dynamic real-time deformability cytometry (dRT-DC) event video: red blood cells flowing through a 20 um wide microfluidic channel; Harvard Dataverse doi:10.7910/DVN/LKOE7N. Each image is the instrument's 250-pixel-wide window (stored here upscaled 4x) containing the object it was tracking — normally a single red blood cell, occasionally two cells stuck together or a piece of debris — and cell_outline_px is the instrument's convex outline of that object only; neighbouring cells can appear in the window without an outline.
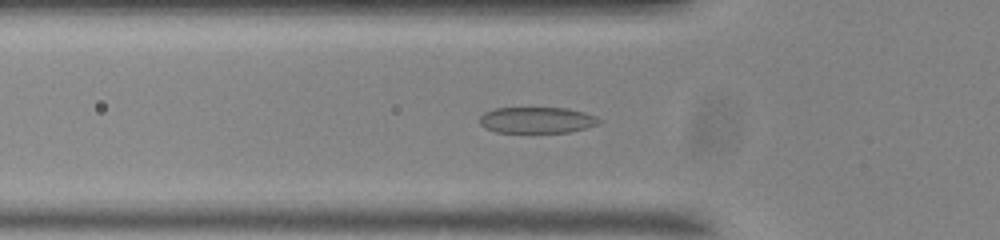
{"species": "common noctule bat (a hibernating species)", "species_latin": "Nyctalus noctula", "temperature_condition": "room temperature", "stored_images_in_passage": 50, "camera_frame_rate_fps": 3000, "um_per_image_px": 0.085, "animal": {"sex": "male", "body_mass_g": 20.0, "forearm_length_mm": 53.3}, "frame": {"image": 1, "passage_image": 17, "time_ms": 5.333, "image_size_px": [1000, 240], "cell_outline_px": [[604, 120], [600, 124], [568, 132], [496, 132], [484, 128], [480, 124], [480, 116], [484, 112], [496, 108], [568, 108], [584, 112], [596, 116]], "centroid_in_image_um": [45.66, 10.2], "position_along_channel_um": 80.1, "area_um2": 18.26}}
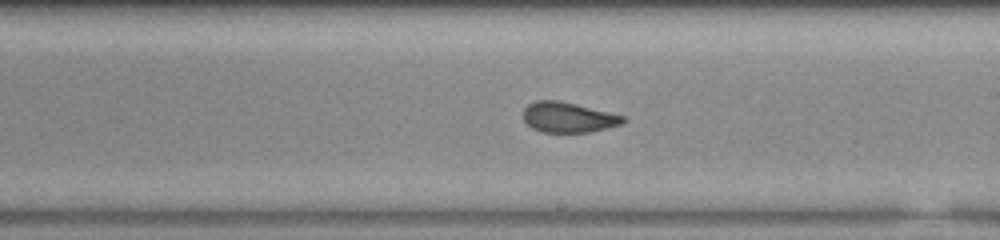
{"frame": {"image": 2, "passage_image": 30, "time_ms": 9.667, "image_size_px": [1000, 240], "cell_outline_px": [[628, 120], [620, 124], [608, 128], [588, 132], [540, 132], [532, 128], [524, 120], [524, 108], [528, 104], [536, 100], [556, 100], [576, 104], [624, 116]], "centroid_in_image_um": [48.29, 9.97], "position_along_channel_um": 240.7, "area_um2": 17.51}}
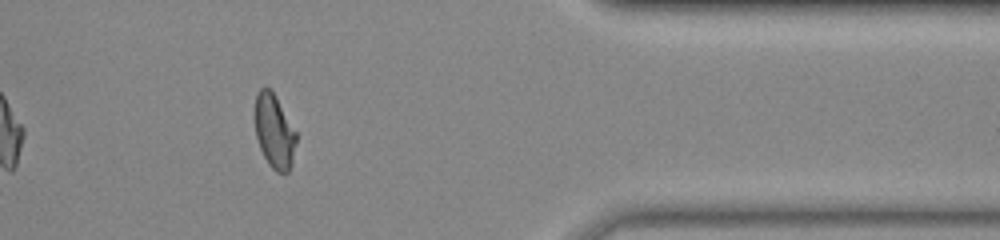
{"frame": {"image": 3, "passage_image": 44, "time_ms": 14.333, "image_size_px": [1000, 240], "cell_outline_px": [[296, 144], [292, 164], [288, 172], [276, 172], [268, 164], [260, 148], [256, 136], [256, 92], [264, 84], [272, 88], [296, 132]], "centroid_in_image_um": [23.32, 11.12], "position_along_channel_um": 388.1, "area_um2": 17.92}, "authors_computed_cell_mechanics": {"area_um2": 18.1492, "velocity_mm_per_s": 3.6945, "shape_relaxation_time_tau1_ms": 5.5913, "shape_relaxation_time_tau2_ms": 1.0851, "deformation_change_tau1": 0.176, "deformation_change_tau2": 0.0806}}